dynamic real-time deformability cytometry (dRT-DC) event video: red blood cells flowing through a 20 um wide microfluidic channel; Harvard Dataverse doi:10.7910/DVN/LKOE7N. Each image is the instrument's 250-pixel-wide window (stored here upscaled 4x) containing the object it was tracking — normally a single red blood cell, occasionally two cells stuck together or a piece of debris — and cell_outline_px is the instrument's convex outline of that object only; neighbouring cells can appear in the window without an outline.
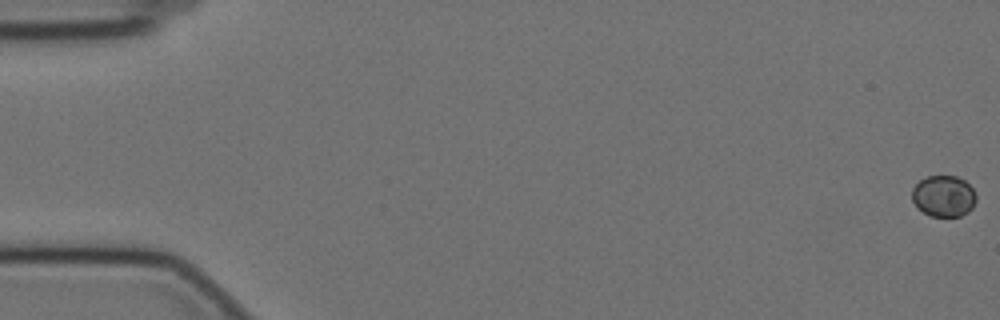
{"species": "Egyptian fruit bat (a non-hibernating species)", "species_latin": "Rousettus aegyptiacus", "temperature_condition": "cold", "stored_images_in_passage": 29, "camera_frame_rate_fps": 3000, "um_per_image_px": 0.085, "animal": {"sex": "female"}, "frame": {"image": 1, "passage_image": 1, "time_ms": 0.0, "image_size_px": [1000, 320], "cell_outline_px": [[976, 200], [972, 208], [968, 212], [960, 216], [928, 216], [912, 200], [912, 188], [920, 180], [928, 176], [956, 176], [964, 180], [972, 188], [976, 196]], "centroid_in_image_um": [80.22, 16.66], "position_along_channel_um": 4.8, "area_um2": 15.32}}
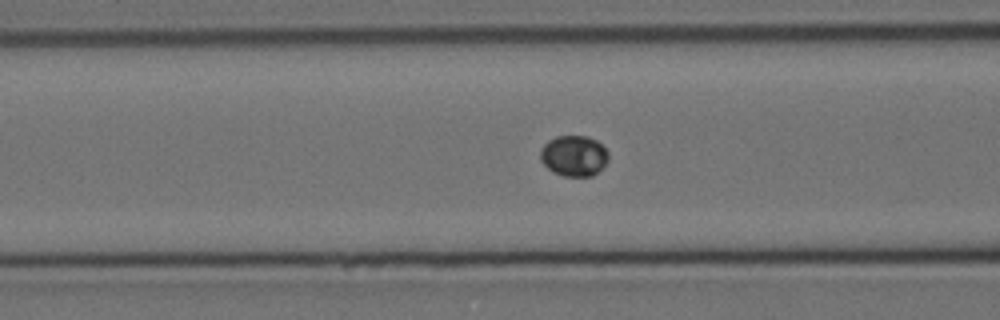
{"frame": {"image": 2, "passage_image": 24, "time_ms": 7.667, "image_size_px": [1000, 320], "cell_outline_px": [[608, 160], [592, 176], [564, 176], [552, 172], [540, 160], [540, 148], [548, 140], [556, 136], [588, 136], [596, 140], [608, 152]], "centroid_in_image_um": [48.74, 13.23], "position_along_channel_um": 117.9, "area_um2": 16.13}}
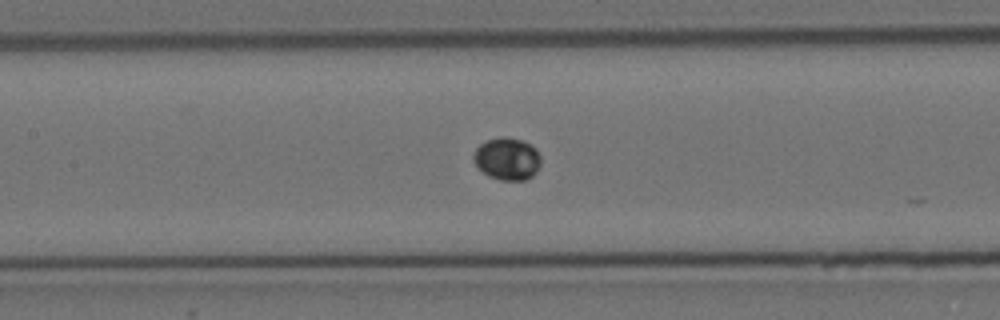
{"frame": {"image": 3, "passage_image": 28, "time_ms": 9.0, "image_size_px": [1000, 320], "cell_outline_px": [[540, 164], [536, 172], [532, 176], [524, 180], [500, 180], [488, 176], [476, 164], [472, 156], [476, 148], [480, 144], [488, 140], [500, 136], [504, 136], [524, 140], [536, 148], [540, 156]], "centroid_in_image_um": [43.12, 13.48], "position_along_channel_um": 164.3, "area_um2": 16.65}}